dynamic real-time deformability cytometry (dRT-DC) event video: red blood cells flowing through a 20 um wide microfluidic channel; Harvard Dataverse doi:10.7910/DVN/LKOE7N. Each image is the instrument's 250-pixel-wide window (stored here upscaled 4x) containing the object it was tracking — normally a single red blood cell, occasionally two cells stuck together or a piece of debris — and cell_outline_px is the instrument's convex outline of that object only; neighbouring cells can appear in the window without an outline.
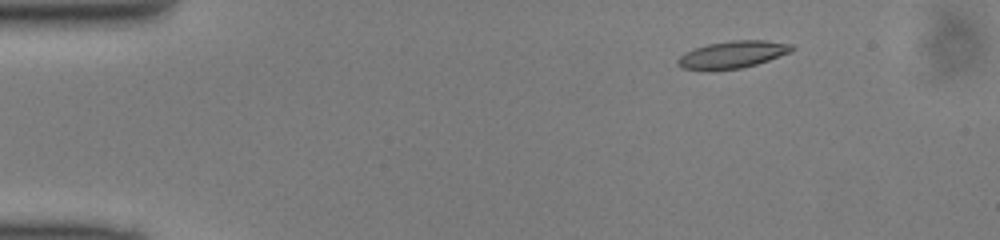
{"species": "common noctule bat (a hibernating species)", "species_latin": "Nyctalus noctula", "temperature_condition": "cold", "stored_images_in_passage": 48, "camera_frame_rate_fps": 3000, "um_per_image_px": 0.085, "animal": {"sex": "male", "body_mass_g": 13.0, "forearm_length_mm": 53.1}, "frame": {"image": 1, "passage_image": 6, "time_ms": 1.667, "image_size_px": [1000, 240], "cell_outline_px": [[796, 48], [792, 52], [756, 64], [740, 68], [708, 72], [680, 68], [676, 64], [676, 60], [684, 52], [708, 44], [732, 40], [764, 40], [792, 44]], "centroid_in_image_um": [62.22, 4.66], "position_along_channel_um": 22.8, "area_um2": 18.5}}
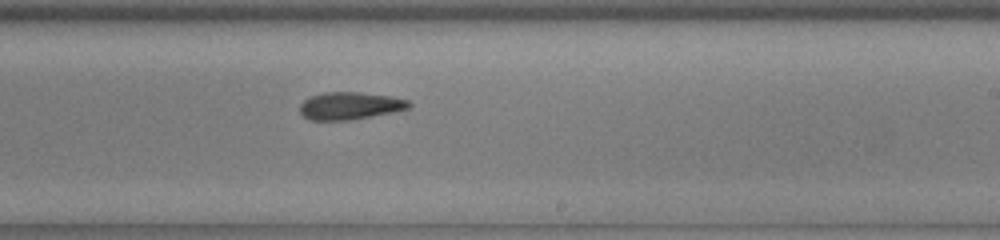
{"frame": {"image": 2, "passage_image": 29, "time_ms": 9.333, "image_size_px": [1000, 240], "cell_outline_px": [[412, 104], [408, 108], [392, 112], [372, 116], [348, 120], [312, 120], [304, 116], [300, 112], [300, 104], [308, 96], [324, 92], [360, 92], [392, 96], [408, 100]], "centroid_in_image_um": [29.73, 8.98], "position_along_channel_um": 259.3, "area_um2": 17.46}}
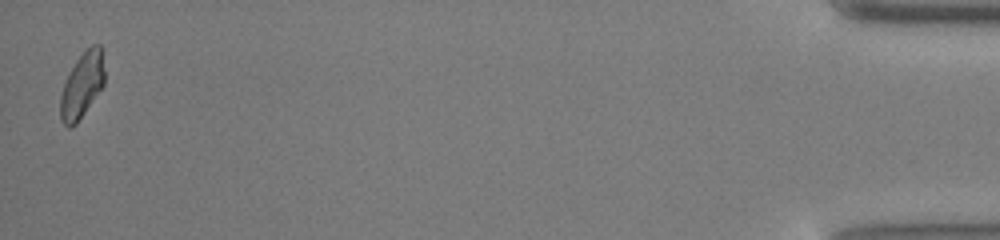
{"frame": {"image": 3, "passage_image": 48, "time_ms": 15.667, "image_size_px": [1000, 240], "cell_outline_px": [[104, 84], [76, 124], [68, 128], [60, 120], [60, 96], [64, 84], [76, 60], [92, 44], [100, 44], [104, 72]], "centroid_in_image_um": [6.96, 7.27], "position_along_channel_um": 428.2, "area_um2": 16.42}}